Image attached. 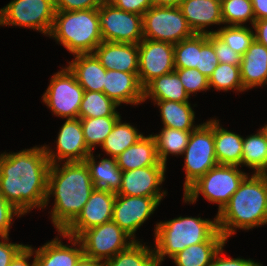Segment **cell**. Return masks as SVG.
Wrapping results in <instances>:
<instances>
[{"instance_id":"47","label":"cell","mask_w":267,"mask_h":266,"mask_svg":"<svg viewBox=\"0 0 267 266\" xmlns=\"http://www.w3.org/2000/svg\"><path fill=\"white\" fill-rule=\"evenodd\" d=\"M115 7L126 12L143 14L153 6L152 0H108Z\"/></svg>"},{"instance_id":"21","label":"cell","mask_w":267,"mask_h":266,"mask_svg":"<svg viewBox=\"0 0 267 266\" xmlns=\"http://www.w3.org/2000/svg\"><path fill=\"white\" fill-rule=\"evenodd\" d=\"M179 8L194 34H212L206 28L224 25L221 0H183Z\"/></svg>"},{"instance_id":"16","label":"cell","mask_w":267,"mask_h":266,"mask_svg":"<svg viewBox=\"0 0 267 266\" xmlns=\"http://www.w3.org/2000/svg\"><path fill=\"white\" fill-rule=\"evenodd\" d=\"M115 199L116 193L95 188L81 213L63 233L78 238L87 229L112 221Z\"/></svg>"},{"instance_id":"19","label":"cell","mask_w":267,"mask_h":266,"mask_svg":"<svg viewBox=\"0 0 267 266\" xmlns=\"http://www.w3.org/2000/svg\"><path fill=\"white\" fill-rule=\"evenodd\" d=\"M93 54L106 70L138 73V44L102 41Z\"/></svg>"},{"instance_id":"29","label":"cell","mask_w":267,"mask_h":266,"mask_svg":"<svg viewBox=\"0 0 267 266\" xmlns=\"http://www.w3.org/2000/svg\"><path fill=\"white\" fill-rule=\"evenodd\" d=\"M151 101L159 108L163 127L193 131L198 126V124L195 125V111L190 102Z\"/></svg>"},{"instance_id":"41","label":"cell","mask_w":267,"mask_h":266,"mask_svg":"<svg viewBox=\"0 0 267 266\" xmlns=\"http://www.w3.org/2000/svg\"><path fill=\"white\" fill-rule=\"evenodd\" d=\"M184 86L189 97L193 94L196 96L197 92L209 90V79L203 75L198 69L194 68H175L174 70ZM195 94V95H194Z\"/></svg>"},{"instance_id":"50","label":"cell","mask_w":267,"mask_h":266,"mask_svg":"<svg viewBox=\"0 0 267 266\" xmlns=\"http://www.w3.org/2000/svg\"><path fill=\"white\" fill-rule=\"evenodd\" d=\"M255 20L267 19V0H251Z\"/></svg>"},{"instance_id":"40","label":"cell","mask_w":267,"mask_h":266,"mask_svg":"<svg viewBox=\"0 0 267 266\" xmlns=\"http://www.w3.org/2000/svg\"><path fill=\"white\" fill-rule=\"evenodd\" d=\"M219 64L215 55L213 44L208 39V34H198V69L206 77H210Z\"/></svg>"},{"instance_id":"53","label":"cell","mask_w":267,"mask_h":266,"mask_svg":"<svg viewBox=\"0 0 267 266\" xmlns=\"http://www.w3.org/2000/svg\"><path fill=\"white\" fill-rule=\"evenodd\" d=\"M261 128L263 129V131L265 132L267 136V124H264V126H261Z\"/></svg>"},{"instance_id":"30","label":"cell","mask_w":267,"mask_h":266,"mask_svg":"<svg viewBox=\"0 0 267 266\" xmlns=\"http://www.w3.org/2000/svg\"><path fill=\"white\" fill-rule=\"evenodd\" d=\"M247 167L254 173L267 174V136L263 129L243 137L241 167Z\"/></svg>"},{"instance_id":"5","label":"cell","mask_w":267,"mask_h":266,"mask_svg":"<svg viewBox=\"0 0 267 266\" xmlns=\"http://www.w3.org/2000/svg\"><path fill=\"white\" fill-rule=\"evenodd\" d=\"M48 37L71 55L93 53L103 41L98 9L56 11Z\"/></svg>"},{"instance_id":"22","label":"cell","mask_w":267,"mask_h":266,"mask_svg":"<svg viewBox=\"0 0 267 266\" xmlns=\"http://www.w3.org/2000/svg\"><path fill=\"white\" fill-rule=\"evenodd\" d=\"M240 77L246 91L267 85V48L255 39L241 57Z\"/></svg>"},{"instance_id":"45","label":"cell","mask_w":267,"mask_h":266,"mask_svg":"<svg viewBox=\"0 0 267 266\" xmlns=\"http://www.w3.org/2000/svg\"><path fill=\"white\" fill-rule=\"evenodd\" d=\"M9 236H0V266H9L16 255L26 246L22 243H12Z\"/></svg>"},{"instance_id":"7","label":"cell","mask_w":267,"mask_h":266,"mask_svg":"<svg viewBox=\"0 0 267 266\" xmlns=\"http://www.w3.org/2000/svg\"><path fill=\"white\" fill-rule=\"evenodd\" d=\"M183 156L186 175L183 192H185L207 171L218 165L214 143V118L200 123L191 132Z\"/></svg>"},{"instance_id":"44","label":"cell","mask_w":267,"mask_h":266,"mask_svg":"<svg viewBox=\"0 0 267 266\" xmlns=\"http://www.w3.org/2000/svg\"><path fill=\"white\" fill-rule=\"evenodd\" d=\"M56 11L98 9L106 0H54Z\"/></svg>"},{"instance_id":"39","label":"cell","mask_w":267,"mask_h":266,"mask_svg":"<svg viewBox=\"0 0 267 266\" xmlns=\"http://www.w3.org/2000/svg\"><path fill=\"white\" fill-rule=\"evenodd\" d=\"M175 68H194L198 65V34L174 44Z\"/></svg>"},{"instance_id":"6","label":"cell","mask_w":267,"mask_h":266,"mask_svg":"<svg viewBox=\"0 0 267 266\" xmlns=\"http://www.w3.org/2000/svg\"><path fill=\"white\" fill-rule=\"evenodd\" d=\"M236 165H217L207 171L184 193L183 202L194 204L202 194L209 203L218 205L219 213L249 174Z\"/></svg>"},{"instance_id":"15","label":"cell","mask_w":267,"mask_h":266,"mask_svg":"<svg viewBox=\"0 0 267 266\" xmlns=\"http://www.w3.org/2000/svg\"><path fill=\"white\" fill-rule=\"evenodd\" d=\"M55 142V150L49 144L43 145L51 164L82 162L92 153L86 145L80 118L65 119Z\"/></svg>"},{"instance_id":"42","label":"cell","mask_w":267,"mask_h":266,"mask_svg":"<svg viewBox=\"0 0 267 266\" xmlns=\"http://www.w3.org/2000/svg\"><path fill=\"white\" fill-rule=\"evenodd\" d=\"M208 39L213 44L215 55L219 63L240 66L241 55L233 51L225 42H223L215 33L208 34Z\"/></svg>"},{"instance_id":"10","label":"cell","mask_w":267,"mask_h":266,"mask_svg":"<svg viewBox=\"0 0 267 266\" xmlns=\"http://www.w3.org/2000/svg\"><path fill=\"white\" fill-rule=\"evenodd\" d=\"M42 95V102L54 116L62 119L78 118L84 89L77 82L74 74L65 67L54 73Z\"/></svg>"},{"instance_id":"18","label":"cell","mask_w":267,"mask_h":266,"mask_svg":"<svg viewBox=\"0 0 267 266\" xmlns=\"http://www.w3.org/2000/svg\"><path fill=\"white\" fill-rule=\"evenodd\" d=\"M52 240L34 249L35 266H75L83 253V246L78 238H74L57 232ZM61 238L70 241V245L64 244Z\"/></svg>"},{"instance_id":"13","label":"cell","mask_w":267,"mask_h":266,"mask_svg":"<svg viewBox=\"0 0 267 266\" xmlns=\"http://www.w3.org/2000/svg\"><path fill=\"white\" fill-rule=\"evenodd\" d=\"M165 197L116 195L112 221L135 241L136 231L153 215Z\"/></svg>"},{"instance_id":"28","label":"cell","mask_w":267,"mask_h":266,"mask_svg":"<svg viewBox=\"0 0 267 266\" xmlns=\"http://www.w3.org/2000/svg\"><path fill=\"white\" fill-rule=\"evenodd\" d=\"M189 98L175 71L154 78L143 88V103L148 99L189 102Z\"/></svg>"},{"instance_id":"36","label":"cell","mask_w":267,"mask_h":266,"mask_svg":"<svg viewBox=\"0 0 267 266\" xmlns=\"http://www.w3.org/2000/svg\"><path fill=\"white\" fill-rule=\"evenodd\" d=\"M208 79L210 89L223 92L231 90L236 93L246 92L240 77V66L219 63Z\"/></svg>"},{"instance_id":"2","label":"cell","mask_w":267,"mask_h":266,"mask_svg":"<svg viewBox=\"0 0 267 266\" xmlns=\"http://www.w3.org/2000/svg\"><path fill=\"white\" fill-rule=\"evenodd\" d=\"M94 189L85 161L51 164L44 209L53 197L48 213L57 232H63L78 217Z\"/></svg>"},{"instance_id":"17","label":"cell","mask_w":267,"mask_h":266,"mask_svg":"<svg viewBox=\"0 0 267 266\" xmlns=\"http://www.w3.org/2000/svg\"><path fill=\"white\" fill-rule=\"evenodd\" d=\"M166 169L167 166H148L123 172L121 186L116 195L167 196L168 191L162 190L161 186L166 179Z\"/></svg>"},{"instance_id":"32","label":"cell","mask_w":267,"mask_h":266,"mask_svg":"<svg viewBox=\"0 0 267 266\" xmlns=\"http://www.w3.org/2000/svg\"><path fill=\"white\" fill-rule=\"evenodd\" d=\"M145 244L141 240L133 242L128 248L106 260L105 266H161L154 247Z\"/></svg>"},{"instance_id":"11","label":"cell","mask_w":267,"mask_h":266,"mask_svg":"<svg viewBox=\"0 0 267 266\" xmlns=\"http://www.w3.org/2000/svg\"><path fill=\"white\" fill-rule=\"evenodd\" d=\"M78 239L82 243L85 256L103 262L135 242L113 221L87 229Z\"/></svg>"},{"instance_id":"35","label":"cell","mask_w":267,"mask_h":266,"mask_svg":"<svg viewBox=\"0 0 267 266\" xmlns=\"http://www.w3.org/2000/svg\"><path fill=\"white\" fill-rule=\"evenodd\" d=\"M121 116H105L97 118H81V126L84 134V139L88 149L91 152L102 146L106 137L112 131L116 121ZM96 147V148H95Z\"/></svg>"},{"instance_id":"38","label":"cell","mask_w":267,"mask_h":266,"mask_svg":"<svg viewBox=\"0 0 267 266\" xmlns=\"http://www.w3.org/2000/svg\"><path fill=\"white\" fill-rule=\"evenodd\" d=\"M223 42H225L233 51L243 56L250 44L254 41L253 26H228L213 30Z\"/></svg>"},{"instance_id":"4","label":"cell","mask_w":267,"mask_h":266,"mask_svg":"<svg viewBox=\"0 0 267 266\" xmlns=\"http://www.w3.org/2000/svg\"><path fill=\"white\" fill-rule=\"evenodd\" d=\"M218 231L217 216L213 220L200 217H183L160 221L154 229V251L158 263L170 259L194 244L208 241Z\"/></svg>"},{"instance_id":"8","label":"cell","mask_w":267,"mask_h":266,"mask_svg":"<svg viewBox=\"0 0 267 266\" xmlns=\"http://www.w3.org/2000/svg\"><path fill=\"white\" fill-rule=\"evenodd\" d=\"M55 13L54 0H11L0 9V26L30 28L48 37Z\"/></svg>"},{"instance_id":"48","label":"cell","mask_w":267,"mask_h":266,"mask_svg":"<svg viewBox=\"0 0 267 266\" xmlns=\"http://www.w3.org/2000/svg\"><path fill=\"white\" fill-rule=\"evenodd\" d=\"M32 245H26L11 261L9 266H35V259H33L32 263L29 262L34 256V249L31 247Z\"/></svg>"},{"instance_id":"31","label":"cell","mask_w":267,"mask_h":266,"mask_svg":"<svg viewBox=\"0 0 267 266\" xmlns=\"http://www.w3.org/2000/svg\"><path fill=\"white\" fill-rule=\"evenodd\" d=\"M121 118L116 121L112 131L100 147L108 157L116 158L144 136L143 133L138 131L137 127L129 122H122Z\"/></svg>"},{"instance_id":"24","label":"cell","mask_w":267,"mask_h":266,"mask_svg":"<svg viewBox=\"0 0 267 266\" xmlns=\"http://www.w3.org/2000/svg\"><path fill=\"white\" fill-rule=\"evenodd\" d=\"M116 160L123 172L148 166H166L159 161L156 141L152 134L141 137L117 156Z\"/></svg>"},{"instance_id":"23","label":"cell","mask_w":267,"mask_h":266,"mask_svg":"<svg viewBox=\"0 0 267 266\" xmlns=\"http://www.w3.org/2000/svg\"><path fill=\"white\" fill-rule=\"evenodd\" d=\"M66 65L84 91L103 92L106 69L93 53L76 54Z\"/></svg>"},{"instance_id":"33","label":"cell","mask_w":267,"mask_h":266,"mask_svg":"<svg viewBox=\"0 0 267 266\" xmlns=\"http://www.w3.org/2000/svg\"><path fill=\"white\" fill-rule=\"evenodd\" d=\"M191 132L163 127L158 134H152L156 141L159 161L167 166L169 155L183 157Z\"/></svg>"},{"instance_id":"52","label":"cell","mask_w":267,"mask_h":266,"mask_svg":"<svg viewBox=\"0 0 267 266\" xmlns=\"http://www.w3.org/2000/svg\"><path fill=\"white\" fill-rule=\"evenodd\" d=\"M183 0H152L153 5L165 7H179Z\"/></svg>"},{"instance_id":"49","label":"cell","mask_w":267,"mask_h":266,"mask_svg":"<svg viewBox=\"0 0 267 266\" xmlns=\"http://www.w3.org/2000/svg\"><path fill=\"white\" fill-rule=\"evenodd\" d=\"M253 30L254 39L267 48V19L255 20Z\"/></svg>"},{"instance_id":"46","label":"cell","mask_w":267,"mask_h":266,"mask_svg":"<svg viewBox=\"0 0 267 266\" xmlns=\"http://www.w3.org/2000/svg\"><path fill=\"white\" fill-rule=\"evenodd\" d=\"M226 243L220 247V249L214 255L210 266H263V264L252 260V259H244L241 257L232 258V257H225L222 255L224 254V246Z\"/></svg>"},{"instance_id":"34","label":"cell","mask_w":267,"mask_h":266,"mask_svg":"<svg viewBox=\"0 0 267 266\" xmlns=\"http://www.w3.org/2000/svg\"><path fill=\"white\" fill-rule=\"evenodd\" d=\"M118 107L104 92L84 91L78 118L121 116Z\"/></svg>"},{"instance_id":"51","label":"cell","mask_w":267,"mask_h":266,"mask_svg":"<svg viewBox=\"0 0 267 266\" xmlns=\"http://www.w3.org/2000/svg\"><path fill=\"white\" fill-rule=\"evenodd\" d=\"M75 266H105V263L103 261L87 257L83 254Z\"/></svg>"},{"instance_id":"3","label":"cell","mask_w":267,"mask_h":266,"mask_svg":"<svg viewBox=\"0 0 267 266\" xmlns=\"http://www.w3.org/2000/svg\"><path fill=\"white\" fill-rule=\"evenodd\" d=\"M216 216L218 230L227 241L236 230L267 225V174L249 173Z\"/></svg>"},{"instance_id":"14","label":"cell","mask_w":267,"mask_h":266,"mask_svg":"<svg viewBox=\"0 0 267 266\" xmlns=\"http://www.w3.org/2000/svg\"><path fill=\"white\" fill-rule=\"evenodd\" d=\"M138 51V80L143 88L154 78L174 72V44L143 38Z\"/></svg>"},{"instance_id":"27","label":"cell","mask_w":267,"mask_h":266,"mask_svg":"<svg viewBox=\"0 0 267 266\" xmlns=\"http://www.w3.org/2000/svg\"><path fill=\"white\" fill-rule=\"evenodd\" d=\"M226 242L218 230L208 241L186 247L171 259L176 266H210L214 255Z\"/></svg>"},{"instance_id":"9","label":"cell","mask_w":267,"mask_h":266,"mask_svg":"<svg viewBox=\"0 0 267 266\" xmlns=\"http://www.w3.org/2000/svg\"><path fill=\"white\" fill-rule=\"evenodd\" d=\"M145 39L176 44L194 35L179 7L153 5L142 16Z\"/></svg>"},{"instance_id":"37","label":"cell","mask_w":267,"mask_h":266,"mask_svg":"<svg viewBox=\"0 0 267 266\" xmlns=\"http://www.w3.org/2000/svg\"><path fill=\"white\" fill-rule=\"evenodd\" d=\"M223 24L228 26H253L255 16L251 0H221Z\"/></svg>"},{"instance_id":"25","label":"cell","mask_w":267,"mask_h":266,"mask_svg":"<svg viewBox=\"0 0 267 266\" xmlns=\"http://www.w3.org/2000/svg\"><path fill=\"white\" fill-rule=\"evenodd\" d=\"M95 154L90 153L85 158V163L90 170L91 180L98 189H105L113 193H117L121 186L123 171L118 167L117 160L114 157L104 158L98 157L97 161Z\"/></svg>"},{"instance_id":"12","label":"cell","mask_w":267,"mask_h":266,"mask_svg":"<svg viewBox=\"0 0 267 266\" xmlns=\"http://www.w3.org/2000/svg\"><path fill=\"white\" fill-rule=\"evenodd\" d=\"M103 41L138 44L143 37L142 16L126 12L106 0L98 8Z\"/></svg>"},{"instance_id":"1","label":"cell","mask_w":267,"mask_h":266,"mask_svg":"<svg viewBox=\"0 0 267 266\" xmlns=\"http://www.w3.org/2000/svg\"><path fill=\"white\" fill-rule=\"evenodd\" d=\"M51 163L44 146L0 154V193L23 215L44 209Z\"/></svg>"},{"instance_id":"43","label":"cell","mask_w":267,"mask_h":266,"mask_svg":"<svg viewBox=\"0 0 267 266\" xmlns=\"http://www.w3.org/2000/svg\"><path fill=\"white\" fill-rule=\"evenodd\" d=\"M14 216L20 218L23 214L0 193V236H9Z\"/></svg>"},{"instance_id":"20","label":"cell","mask_w":267,"mask_h":266,"mask_svg":"<svg viewBox=\"0 0 267 266\" xmlns=\"http://www.w3.org/2000/svg\"><path fill=\"white\" fill-rule=\"evenodd\" d=\"M103 92L118 106H138L143 103V87L138 80V73L107 70Z\"/></svg>"},{"instance_id":"26","label":"cell","mask_w":267,"mask_h":266,"mask_svg":"<svg viewBox=\"0 0 267 266\" xmlns=\"http://www.w3.org/2000/svg\"><path fill=\"white\" fill-rule=\"evenodd\" d=\"M214 143L218 165H241L243 136L223 128L214 118Z\"/></svg>"}]
</instances>
